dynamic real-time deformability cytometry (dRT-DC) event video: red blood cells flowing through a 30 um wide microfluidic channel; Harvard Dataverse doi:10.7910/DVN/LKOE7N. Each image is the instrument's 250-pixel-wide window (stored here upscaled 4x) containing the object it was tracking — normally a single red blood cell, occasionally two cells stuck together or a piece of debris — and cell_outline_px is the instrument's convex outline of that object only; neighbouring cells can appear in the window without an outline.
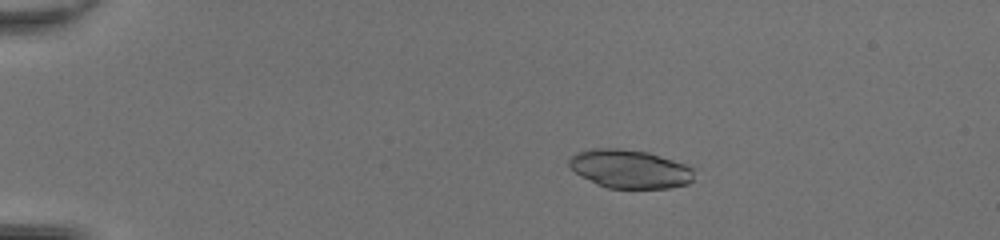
{"species": "common noctule bat (a hibernating species)", "species_latin": "Nyctalus noctula", "temperature_condition": "room temperature", "stored_images_in_passage": 50, "camera_frame_rate_fps": 3000, "um_per_image_px": 0.085, "animal": {"sex": "female", "body_mass_g": 20.0, "forearm_length_mm": 54.0}, "frame": {"image": 1, "passage_image": 11, "time_ms": 3.333, "image_size_px": [1000, 240], "cell_outline_px": [[696, 168], [692, 180], [688, 184], [668, 188], [608, 188], [596, 184], [576, 172], [568, 164], [568, 160], [572, 156], [580, 152], [592, 148], [620, 148], [648, 152]], "centroid_in_image_um": [53.57, 14.36], "position_along_channel_um": 31.4, "area_um2": 27.98}}
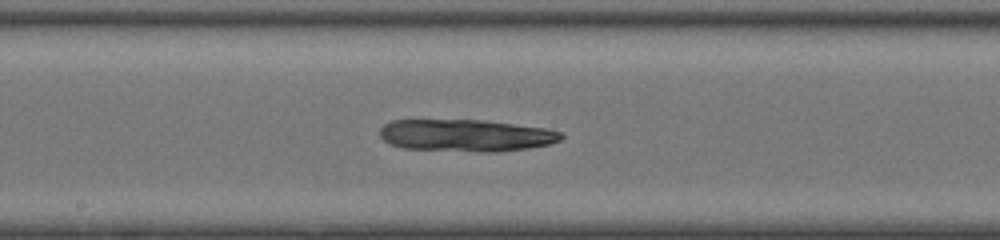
{"frame": {"image": 2, "passage_image": 29, "time_ms": 9.333, "image_size_px": [1000, 240], "cell_outline_px": [[564, 136], [560, 140], [548, 144], [528, 148], [500, 152], [480, 152], [404, 148], [392, 144], [384, 140], [380, 136], [380, 128], [384, 124], [392, 120], [484, 120], [548, 128], [564, 132]], "centroid_in_image_um": [39.65, 11.51], "position_along_channel_um": 208.5, "area_um2": 34.1}}
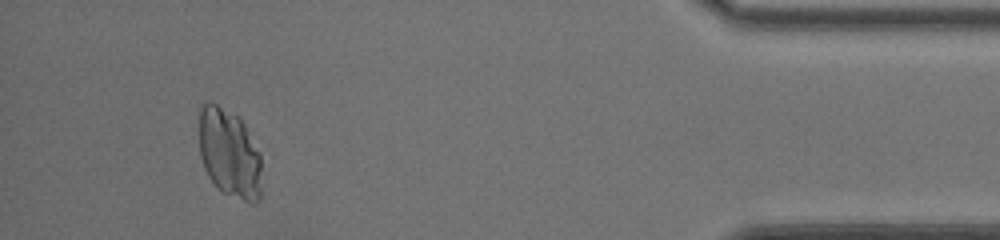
{"frame": {"image": 3, "passage_image": 47, "time_ms": 15.333, "image_size_px": [1000, 240], "cell_outline_px": [[260, 196], [256, 204], [252, 204], [220, 192], [216, 188], [208, 176], [204, 168], [200, 156], [200, 108], [208, 100], [216, 104], [236, 116], [244, 124], [260, 152]], "centroid_in_image_um": [19.49, 13.08], "position_along_channel_um": 415.7, "area_um2": 32.43}}